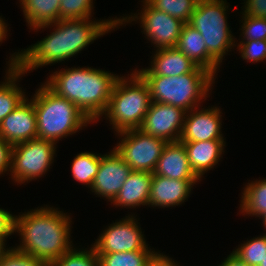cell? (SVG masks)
Masks as SVG:
<instances>
[{
	"instance_id": "6da1fadb",
	"label": "cell",
	"mask_w": 266,
	"mask_h": 266,
	"mask_svg": "<svg viewBox=\"0 0 266 266\" xmlns=\"http://www.w3.org/2000/svg\"><path fill=\"white\" fill-rule=\"evenodd\" d=\"M90 18L63 19L55 23L35 27V30L55 26L54 31L43 40L23 52L13 54L9 68L26 72L44 65L58 63L76 55L92 41L119 26L118 18L92 21Z\"/></svg>"
},
{
	"instance_id": "7a4b0ae2",
	"label": "cell",
	"mask_w": 266,
	"mask_h": 266,
	"mask_svg": "<svg viewBox=\"0 0 266 266\" xmlns=\"http://www.w3.org/2000/svg\"><path fill=\"white\" fill-rule=\"evenodd\" d=\"M70 221L67 214L48 206L16 216L15 232L22 240L17 249L49 266L73 248L69 241Z\"/></svg>"
},
{
	"instance_id": "3957f363",
	"label": "cell",
	"mask_w": 266,
	"mask_h": 266,
	"mask_svg": "<svg viewBox=\"0 0 266 266\" xmlns=\"http://www.w3.org/2000/svg\"><path fill=\"white\" fill-rule=\"evenodd\" d=\"M49 77L45 84L58 96L74 103L91 122L104 115L119 78L91 67L64 69Z\"/></svg>"
},
{
	"instance_id": "277c9868",
	"label": "cell",
	"mask_w": 266,
	"mask_h": 266,
	"mask_svg": "<svg viewBox=\"0 0 266 266\" xmlns=\"http://www.w3.org/2000/svg\"><path fill=\"white\" fill-rule=\"evenodd\" d=\"M37 121V138L56 143L90 124L82 111L66 98L58 96L45 83L32 98Z\"/></svg>"
},
{
	"instance_id": "5b68a950",
	"label": "cell",
	"mask_w": 266,
	"mask_h": 266,
	"mask_svg": "<svg viewBox=\"0 0 266 266\" xmlns=\"http://www.w3.org/2000/svg\"><path fill=\"white\" fill-rule=\"evenodd\" d=\"M147 83L152 102L173 105L186 112L197 108L207 97L214 75L201 67L179 76H141Z\"/></svg>"
},
{
	"instance_id": "8992f818",
	"label": "cell",
	"mask_w": 266,
	"mask_h": 266,
	"mask_svg": "<svg viewBox=\"0 0 266 266\" xmlns=\"http://www.w3.org/2000/svg\"><path fill=\"white\" fill-rule=\"evenodd\" d=\"M130 76L128 79L123 76L117 79L104 113L117 133L139 129L152 102L143 78L136 71Z\"/></svg>"
},
{
	"instance_id": "52a82bcc",
	"label": "cell",
	"mask_w": 266,
	"mask_h": 266,
	"mask_svg": "<svg viewBox=\"0 0 266 266\" xmlns=\"http://www.w3.org/2000/svg\"><path fill=\"white\" fill-rule=\"evenodd\" d=\"M226 4L228 3L224 0H199L188 23L200 32L207 52L219 64L222 63L226 51L236 46L226 19Z\"/></svg>"
},
{
	"instance_id": "ba28073f",
	"label": "cell",
	"mask_w": 266,
	"mask_h": 266,
	"mask_svg": "<svg viewBox=\"0 0 266 266\" xmlns=\"http://www.w3.org/2000/svg\"><path fill=\"white\" fill-rule=\"evenodd\" d=\"M55 145L56 143L41 138L13 145L11 178L23 184L41 177L54 160Z\"/></svg>"
},
{
	"instance_id": "9c48e42d",
	"label": "cell",
	"mask_w": 266,
	"mask_h": 266,
	"mask_svg": "<svg viewBox=\"0 0 266 266\" xmlns=\"http://www.w3.org/2000/svg\"><path fill=\"white\" fill-rule=\"evenodd\" d=\"M118 134L123 138L114 150L132 171L153 173L167 142L147 135L140 129L125 130Z\"/></svg>"
},
{
	"instance_id": "30bf717a",
	"label": "cell",
	"mask_w": 266,
	"mask_h": 266,
	"mask_svg": "<svg viewBox=\"0 0 266 266\" xmlns=\"http://www.w3.org/2000/svg\"><path fill=\"white\" fill-rule=\"evenodd\" d=\"M143 2V10L140 16H126L118 19L119 26L124 22L128 23L137 18L141 21V27L148 40L156 44V48H174L177 45L181 30L185 24L180 19L170 16L158 9L151 7L145 0ZM128 17V18H127ZM132 18V19H131ZM135 18V19H134Z\"/></svg>"
},
{
	"instance_id": "8fae6325",
	"label": "cell",
	"mask_w": 266,
	"mask_h": 266,
	"mask_svg": "<svg viewBox=\"0 0 266 266\" xmlns=\"http://www.w3.org/2000/svg\"><path fill=\"white\" fill-rule=\"evenodd\" d=\"M135 217L126 216L122 221L108 226L92 245L97 254L152 250L148 248Z\"/></svg>"
},
{
	"instance_id": "7c38bea8",
	"label": "cell",
	"mask_w": 266,
	"mask_h": 266,
	"mask_svg": "<svg viewBox=\"0 0 266 266\" xmlns=\"http://www.w3.org/2000/svg\"><path fill=\"white\" fill-rule=\"evenodd\" d=\"M186 111L173 105L151 102L144 121L139 128L147 135L168 142L179 141L183 130Z\"/></svg>"
},
{
	"instance_id": "4fadbf2b",
	"label": "cell",
	"mask_w": 266,
	"mask_h": 266,
	"mask_svg": "<svg viewBox=\"0 0 266 266\" xmlns=\"http://www.w3.org/2000/svg\"><path fill=\"white\" fill-rule=\"evenodd\" d=\"M132 169L113 149L108 155H101L100 166L92 187V192L113 202Z\"/></svg>"
},
{
	"instance_id": "5bb4252c",
	"label": "cell",
	"mask_w": 266,
	"mask_h": 266,
	"mask_svg": "<svg viewBox=\"0 0 266 266\" xmlns=\"http://www.w3.org/2000/svg\"><path fill=\"white\" fill-rule=\"evenodd\" d=\"M0 138L15 145L37 138V121L32 99H25L0 123Z\"/></svg>"
},
{
	"instance_id": "9a60e30c",
	"label": "cell",
	"mask_w": 266,
	"mask_h": 266,
	"mask_svg": "<svg viewBox=\"0 0 266 266\" xmlns=\"http://www.w3.org/2000/svg\"><path fill=\"white\" fill-rule=\"evenodd\" d=\"M196 110V111H195ZM186 112L180 142H196L208 140H224L221 130V111L217 107L211 109L195 108ZM188 113V114H187ZM190 113V115H189ZM192 113V114H191Z\"/></svg>"
},
{
	"instance_id": "2e32d148",
	"label": "cell",
	"mask_w": 266,
	"mask_h": 266,
	"mask_svg": "<svg viewBox=\"0 0 266 266\" xmlns=\"http://www.w3.org/2000/svg\"><path fill=\"white\" fill-rule=\"evenodd\" d=\"M198 180H177L153 174L148 205L155 207L178 206L189 196Z\"/></svg>"
},
{
	"instance_id": "e0dca14e",
	"label": "cell",
	"mask_w": 266,
	"mask_h": 266,
	"mask_svg": "<svg viewBox=\"0 0 266 266\" xmlns=\"http://www.w3.org/2000/svg\"><path fill=\"white\" fill-rule=\"evenodd\" d=\"M153 174L177 180H200L190 168L186 149L180 141L165 145Z\"/></svg>"
},
{
	"instance_id": "ac0fdd59",
	"label": "cell",
	"mask_w": 266,
	"mask_h": 266,
	"mask_svg": "<svg viewBox=\"0 0 266 266\" xmlns=\"http://www.w3.org/2000/svg\"><path fill=\"white\" fill-rule=\"evenodd\" d=\"M151 68L136 70L140 76H179L192 72L197 65L176 47L157 49Z\"/></svg>"
},
{
	"instance_id": "d6986e66",
	"label": "cell",
	"mask_w": 266,
	"mask_h": 266,
	"mask_svg": "<svg viewBox=\"0 0 266 266\" xmlns=\"http://www.w3.org/2000/svg\"><path fill=\"white\" fill-rule=\"evenodd\" d=\"M176 48L198 67L204 68L215 76L220 64L207 52L200 32L188 23L182 27Z\"/></svg>"
},
{
	"instance_id": "ffe728a7",
	"label": "cell",
	"mask_w": 266,
	"mask_h": 266,
	"mask_svg": "<svg viewBox=\"0 0 266 266\" xmlns=\"http://www.w3.org/2000/svg\"><path fill=\"white\" fill-rule=\"evenodd\" d=\"M187 152L189 165L200 179L205 172L218 164L224 151V140L182 142Z\"/></svg>"
},
{
	"instance_id": "44dd1931",
	"label": "cell",
	"mask_w": 266,
	"mask_h": 266,
	"mask_svg": "<svg viewBox=\"0 0 266 266\" xmlns=\"http://www.w3.org/2000/svg\"><path fill=\"white\" fill-rule=\"evenodd\" d=\"M153 173L132 171L112 203L134 208L148 205Z\"/></svg>"
},
{
	"instance_id": "7402d4cb",
	"label": "cell",
	"mask_w": 266,
	"mask_h": 266,
	"mask_svg": "<svg viewBox=\"0 0 266 266\" xmlns=\"http://www.w3.org/2000/svg\"><path fill=\"white\" fill-rule=\"evenodd\" d=\"M30 28L59 21L60 0H20Z\"/></svg>"
},
{
	"instance_id": "603a6c76",
	"label": "cell",
	"mask_w": 266,
	"mask_h": 266,
	"mask_svg": "<svg viewBox=\"0 0 266 266\" xmlns=\"http://www.w3.org/2000/svg\"><path fill=\"white\" fill-rule=\"evenodd\" d=\"M6 73L7 80L0 84V123L26 99L24 92L16 84L24 73L18 68H8Z\"/></svg>"
},
{
	"instance_id": "cb8c5ba5",
	"label": "cell",
	"mask_w": 266,
	"mask_h": 266,
	"mask_svg": "<svg viewBox=\"0 0 266 266\" xmlns=\"http://www.w3.org/2000/svg\"><path fill=\"white\" fill-rule=\"evenodd\" d=\"M243 191L241 212L261 218L266 212V179L248 183Z\"/></svg>"
},
{
	"instance_id": "d4e9b609",
	"label": "cell",
	"mask_w": 266,
	"mask_h": 266,
	"mask_svg": "<svg viewBox=\"0 0 266 266\" xmlns=\"http://www.w3.org/2000/svg\"><path fill=\"white\" fill-rule=\"evenodd\" d=\"M158 252L151 250L97 254L98 266H149Z\"/></svg>"
},
{
	"instance_id": "484cf974",
	"label": "cell",
	"mask_w": 266,
	"mask_h": 266,
	"mask_svg": "<svg viewBox=\"0 0 266 266\" xmlns=\"http://www.w3.org/2000/svg\"><path fill=\"white\" fill-rule=\"evenodd\" d=\"M100 161L101 155L95 153L82 152L76 155L71 169L73 178L91 188L98 172Z\"/></svg>"
},
{
	"instance_id": "4316f807",
	"label": "cell",
	"mask_w": 266,
	"mask_h": 266,
	"mask_svg": "<svg viewBox=\"0 0 266 266\" xmlns=\"http://www.w3.org/2000/svg\"><path fill=\"white\" fill-rule=\"evenodd\" d=\"M151 7L189 23L199 0H145Z\"/></svg>"
},
{
	"instance_id": "83f0119b",
	"label": "cell",
	"mask_w": 266,
	"mask_h": 266,
	"mask_svg": "<svg viewBox=\"0 0 266 266\" xmlns=\"http://www.w3.org/2000/svg\"><path fill=\"white\" fill-rule=\"evenodd\" d=\"M249 266H259L266 256V235L244 242L233 251Z\"/></svg>"
},
{
	"instance_id": "f1b7e54d",
	"label": "cell",
	"mask_w": 266,
	"mask_h": 266,
	"mask_svg": "<svg viewBox=\"0 0 266 266\" xmlns=\"http://www.w3.org/2000/svg\"><path fill=\"white\" fill-rule=\"evenodd\" d=\"M49 266H98V255L93 246L90 250L72 248Z\"/></svg>"
},
{
	"instance_id": "f546056e",
	"label": "cell",
	"mask_w": 266,
	"mask_h": 266,
	"mask_svg": "<svg viewBox=\"0 0 266 266\" xmlns=\"http://www.w3.org/2000/svg\"><path fill=\"white\" fill-rule=\"evenodd\" d=\"M92 0H60L59 20L90 18Z\"/></svg>"
},
{
	"instance_id": "4dcf8cb0",
	"label": "cell",
	"mask_w": 266,
	"mask_h": 266,
	"mask_svg": "<svg viewBox=\"0 0 266 266\" xmlns=\"http://www.w3.org/2000/svg\"><path fill=\"white\" fill-rule=\"evenodd\" d=\"M0 266H47L41 259L16 247L8 249L0 256Z\"/></svg>"
},
{
	"instance_id": "1f68e13d",
	"label": "cell",
	"mask_w": 266,
	"mask_h": 266,
	"mask_svg": "<svg viewBox=\"0 0 266 266\" xmlns=\"http://www.w3.org/2000/svg\"><path fill=\"white\" fill-rule=\"evenodd\" d=\"M243 17V24L241 26L243 40H266V19Z\"/></svg>"
},
{
	"instance_id": "d6a6232c",
	"label": "cell",
	"mask_w": 266,
	"mask_h": 266,
	"mask_svg": "<svg viewBox=\"0 0 266 266\" xmlns=\"http://www.w3.org/2000/svg\"><path fill=\"white\" fill-rule=\"evenodd\" d=\"M239 52L247 62H259L266 59V40H245L238 45Z\"/></svg>"
},
{
	"instance_id": "836d02e7",
	"label": "cell",
	"mask_w": 266,
	"mask_h": 266,
	"mask_svg": "<svg viewBox=\"0 0 266 266\" xmlns=\"http://www.w3.org/2000/svg\"><path fill=\"white\" fill-rule=\"evenodd\" d=\"M16 216L10 212L0 209V238L3 241L15 232Z\"/></svg>"
},
{
	"instance_id": "e575fe53",
	"label": "cell",
	"mask_w": 266,
	"mask_h": 266,
	"mask_svg": "<svg viewBox=\"0 0 266 266\" xmlns=\"http://www.w3.org/2000/svg\"><path fill=\"white\" fill-rule=\"evenodd\" d=\"M243 15L266 19V0H245Z\"/></svg>"
},
{
	"instance_id": "d590c367",
	"label": "cell",
	"mask_w": 266,
	"mask_h": 266,
	"mask_svg": "<svg viewBox=\"0 0 266 266\" xmlns=\"http://www.w3.org/2000/svg\"><path fill=\"white\" fill-rule=\"evenodd\" d=\"M13 145L0 138V174L11 169Z\"/></svg>"
},
{
	"instance_id": "8d00e7d4",
	"label": "cell",
	"mask_w": 266,
	"mask_h": 266,
	"mask_svg": "<svg viewBox=\"0 0 266 266\" xmlns=\"http://www.w3.org/2000/svg\"><path fill=\"white\" fill-rule=\"evenodd\" d=\"M172 259L168 258V256L163 254H156L155 257L149 263V266H177Z\"/></svg>"
},
{
	"instance_id": "74e56055",
	"label": "cell",
	"mask_w": 266,
	"mask_h": 266,
	"mask_svg": "<svg viewBox=\"0 0 266 266\" xmlns=\"http://www.w3.org/2000/svg\"><path fill=\"white\" fill-rule=\"evenodd\" d=\"M218 266H249L242 261L234 252H232L223 262Z\"/></svg>"
},
{
	"instance_id": "f35d334b",
	"label": "cell",
	"mask_w": 266,
	"mask_h": 266,
	"mask_svg": "<svg viewBox=\"0 0 266 266\" xmlns=\"http://www.w3.org/2000/svg\"><path fill=\"white\" fill-rule=\"evenodd\" d=\"M7 31V26L3 19L0 17V42H2L4 38H6Z\"/></svg>"
},
{
	"instance_id": "ab89813d",
	"label": "cell",
	"mask_w": 266,
	"mask_h": 266,
	"mask_svg": "<svg viewBox=\"0 0 266 266\" xmlns=\"http://www.w3.org/2000/svg\"><path fill=\"white\" fill-rule=\"evenodd\" d=\"M4 247L6 248L5 242L0 238V256L7 250Z\"/></svg>"
},
{
	"instance_id": "60d3db41",
	"label": "cell",
	"mask_w": 266,
	"mask_h": 266,
	"mask_svg": "<svg viewBox=\"0 0 266 266\" xmlns=\"http://www.w3.org/2000/svg\"><path fill=\"white\" fill-rule=\"evenodd\" d=\"M261 217L263 219V224H264V226L266 228V212Z\"/></svg>"
},
{
	"instance_id": "b9f144b4",
	"label": "cell",
	"mask_w": 266,
	"mask_h": 266,
	"mask_svg": "<svg viewBox=\"0 0 266 266\" xmlns=\"http://www.w3.org/2000/svg\"><path fill=\"white\" fill-rule=\"evenodd\" d=\"M259 266H266V256H265V258L263 259V262H262Z\"/></svg>"
}]
</instances>
